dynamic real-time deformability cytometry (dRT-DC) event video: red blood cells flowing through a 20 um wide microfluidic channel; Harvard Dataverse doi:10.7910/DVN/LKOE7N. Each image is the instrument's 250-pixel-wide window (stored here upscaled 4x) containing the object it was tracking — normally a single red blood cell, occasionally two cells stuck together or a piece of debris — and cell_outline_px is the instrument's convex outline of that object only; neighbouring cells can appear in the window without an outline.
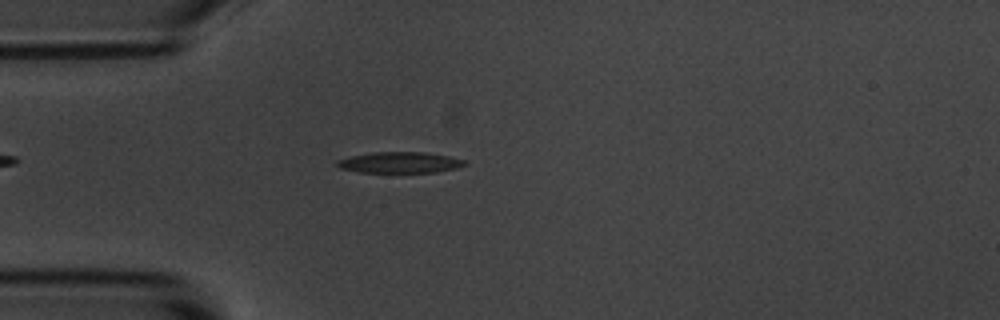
{"species": "common noctule bat (a hibernating species)", "species_latin": "Nyctalus noctula", "temperature_condition": "room temperature", "stored_images_in_passage": 6, "camera_frame_rate_fps": 3000, "um_per_image_px": 0.085, "animal": {"sex": "male", "body_mass_g": 20.1, "forearm_length_mm": 53.5}, "frame": {"image": 1, "passage_image": 6, "time_ms": 5.667, "image_size_px": [1000, 320], "cell_outline_px": [[468, 164], [456, 168], [436, 172], [360, 172], [340, 168], [336, 164], [336, 160], [352, 156], [372, 152], [424, 152], [448, 156], [464, 160]], "centroid_in_image_um": [33.98, 13.81], "position_along_channel_um": 51.0, "area_um2": 15.49}}